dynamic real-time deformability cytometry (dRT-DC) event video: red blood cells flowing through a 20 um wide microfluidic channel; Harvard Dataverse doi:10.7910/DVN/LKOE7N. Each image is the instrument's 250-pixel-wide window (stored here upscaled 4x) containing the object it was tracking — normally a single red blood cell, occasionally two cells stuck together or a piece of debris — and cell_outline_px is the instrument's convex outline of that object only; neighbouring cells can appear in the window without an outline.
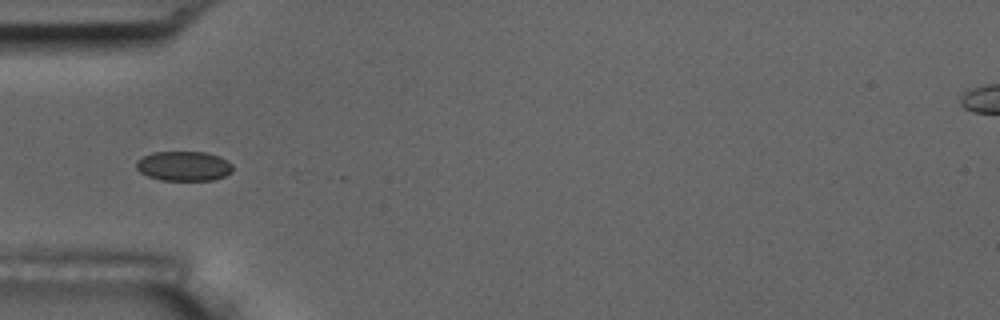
{"species": "common noctule bat (a hibernating species)", "species_latin": "Nyctalus noctula", "temperature_condition": "room temperature", "stored_images_in_passage": 5, "camera_frame_rate_fps": 3000, "um_per_image_px": 0.085, "animal": {"sex": "male", "body_mass_g": 17.5, "forearm_length_mm": 52.3}, "frame": {"image": 1, "passage_image": 1, "time_ms": 0.0, "image_size_px": [1000, 320], "cell_outline_px": [[232, 172], [224, 176], [212, 180], [160, 180], [148, 176], [140, 172], [136, 168], [136, 160], [152, 152], [204, 152], [220, 156], [228, 160], [232, 164]], "centroid_in_image_um": [15.62, 14.11], "position_along_channel_um": 69.4, "area_um2": 16.76}}
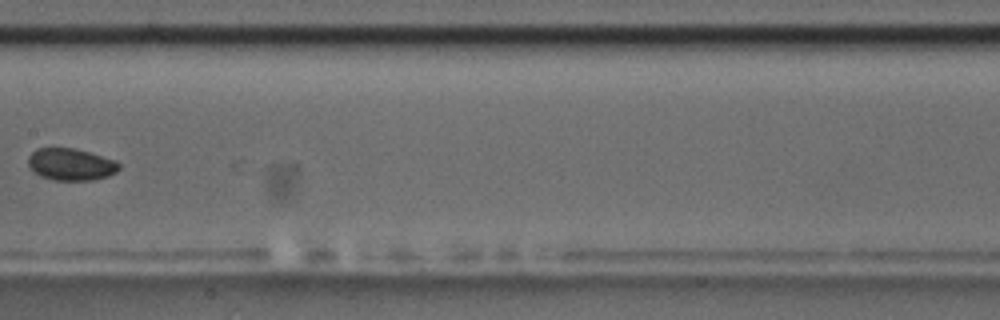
{"frame": {"image": 2, "passage_image": 4, "time_ms": 3.667, "image_size_px": [1000, 320], "cell_outline_px": [[120, 168], [116, 172], [108, 176], [92, 180], [52, 180], [40, 176], [28, 164], [28, 156], [36, 148], [76, 148], [116, 160], [120, 164]], "centroid_in_image_um": [6.04, 13.96], "position_along_channel_um": 201.4, "area_um2": 16.99}}
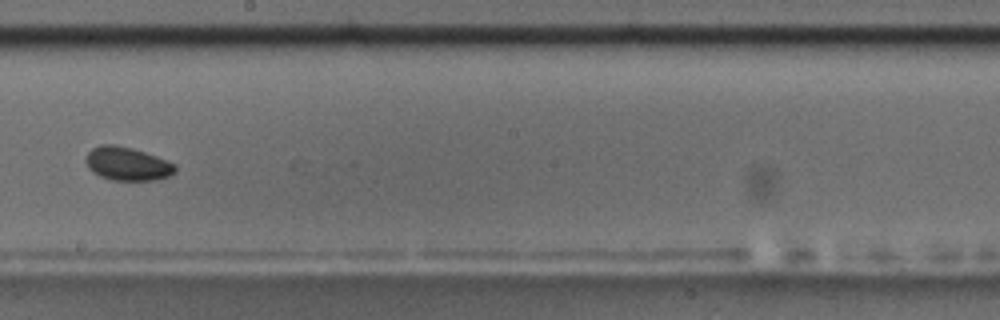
{"frame": {"image": 3, "passage_image": 5, "time_ms": 4.667, "image_size_px": [1000, 320], "cell_outline_px": [[176, 172], [168, 176], [156, 180], [112, 180], [100, 176], [92, 172], [88, 168], [84, 160], [88, 152], [92, 148], [100, 144], [112, 144], [132, 148], [168, 160], [176, 164]], "centroid_in_image_um": [10.81, 13.92], "position_along_channel_um": 237.4, "area_um2": 17.57}}